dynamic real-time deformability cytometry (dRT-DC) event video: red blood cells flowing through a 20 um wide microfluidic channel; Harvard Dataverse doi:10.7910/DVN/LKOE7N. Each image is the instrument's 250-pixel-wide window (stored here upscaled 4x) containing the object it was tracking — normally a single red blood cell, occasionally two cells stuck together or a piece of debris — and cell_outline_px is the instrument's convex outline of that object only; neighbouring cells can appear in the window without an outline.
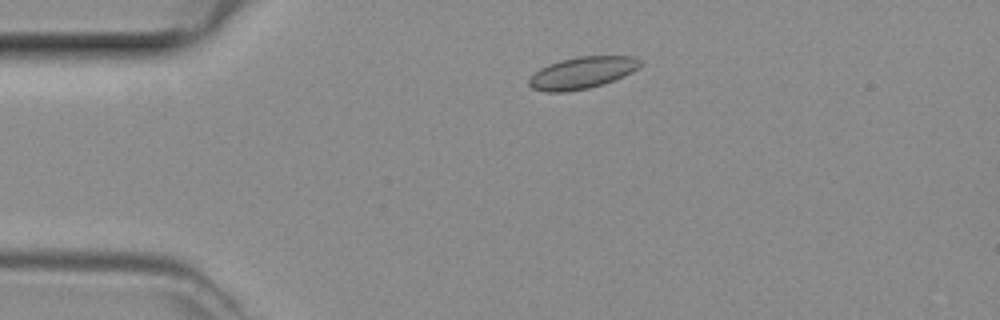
{"species": "common noctule bat (a hibernating species)", "species_latin": "Nyctalus noctula", "temperature_condition": "room temperature", "stored_images_in_passage": 39, "camera_frame_rate_fps": 3000, "um_per_image_px": 0.085, "animal": {"sex": "female", "body_mass_g": 29.2, "forearm_length_mm": 56.3}, "frame": {"image": 1, "passage_image": 1, "time_ms": 0.0, "image_size_px": [1000, 320], "cell_outline_px": [[644, 64], [632, 72], [624, 76], [604, 84], [588, 88], [564, 92], [544, 92], [532, 88], [528, 84], [528, 80], [540, 68], [548, 64], [560, 60], [576, 56], [632, 56], [644, 60]], "centroid_in_image_um": [49.52, 6.18], "position_along_channel_um": 35.5, "area_um2": 20.87}}
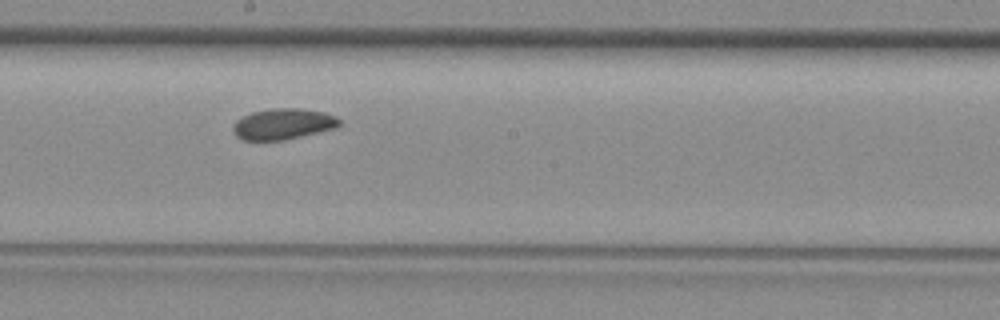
{"frame": {"image": 2, "passage_image": 17, "time_ms": 5.333, "image_size_px": [1000, 320], "cell_outline_px": [[340, 124], [336, 128], [284, 140], [244, 140], [236, 136], [232, 132], [232, 128], [236, 120], [252, 112], [272, 108], [300, 108], [324, 112], [336, 116], [340, 120]], "centroid_in_image_um": [24.06, 10.54], "position_along_channel_um": 224.1, "area_um2": 19.19}}
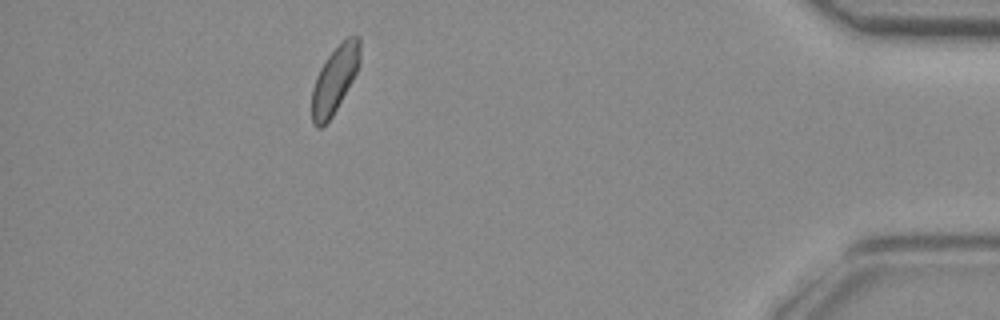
{"frame": {"image": 3, "passage_image": 34, "time_ms": 11.0, "image_size_px": [1000, 320], "cell_outline_px": [[360, 60], [356, 72], [352, 80], [332, 116], [320, 128], [316, 128], [312, 124], [312, 88], [316, 76], [320, 68], [328, 56], [348, 36], [360, 36]], "centroid_in_image_um": [28.43, 6.78], "position_along_channel_um": 406.8, "area_um2": 18.38}}